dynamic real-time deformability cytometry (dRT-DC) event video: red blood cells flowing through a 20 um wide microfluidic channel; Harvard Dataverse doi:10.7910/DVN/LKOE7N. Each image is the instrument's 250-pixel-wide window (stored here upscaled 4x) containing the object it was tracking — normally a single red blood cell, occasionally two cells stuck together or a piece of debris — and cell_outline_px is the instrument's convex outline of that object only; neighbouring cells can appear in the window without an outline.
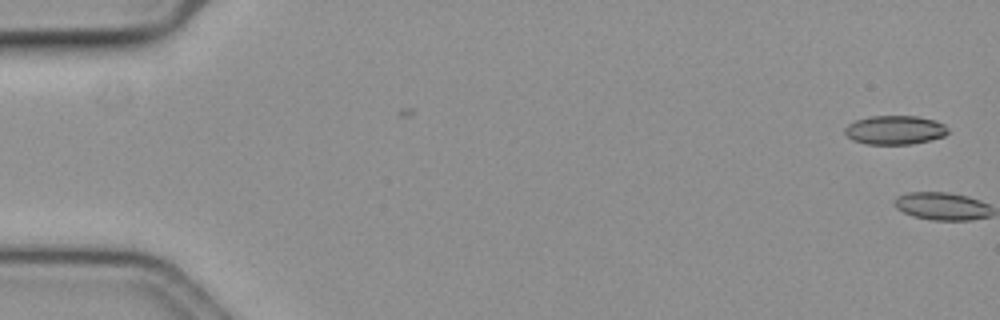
{"species": "common noctule bat (a hibernating species)", "species_latin": "Nyctalus noctula", "temperature_condition": "cold", "stored_images_in_passage": 2, "camera_frame_rate_fps": 3000, "um_per_image_px": 0.085, "animal": {"sex": "female", "body_mass_g": 19.3, "forearm_length_mm": 54.1}, "frame": {"image": 1, "passage_image": 1, "time_ms": 0.0, "image_size_px": [1000, 320], "cell_outline_px": [[948, 132], [944, 136], [912, 144], [864, 144], [852, 140], [844, 132], [844, 128], [848, 124], [856, 120], [868, 116], [916, 116], [936, 120], [944, 124], [948, 128]], "centroid_in_image_um": [76.05, 11.04], "position_along_channel_um": 9.0, "area_um2": 17.46}}